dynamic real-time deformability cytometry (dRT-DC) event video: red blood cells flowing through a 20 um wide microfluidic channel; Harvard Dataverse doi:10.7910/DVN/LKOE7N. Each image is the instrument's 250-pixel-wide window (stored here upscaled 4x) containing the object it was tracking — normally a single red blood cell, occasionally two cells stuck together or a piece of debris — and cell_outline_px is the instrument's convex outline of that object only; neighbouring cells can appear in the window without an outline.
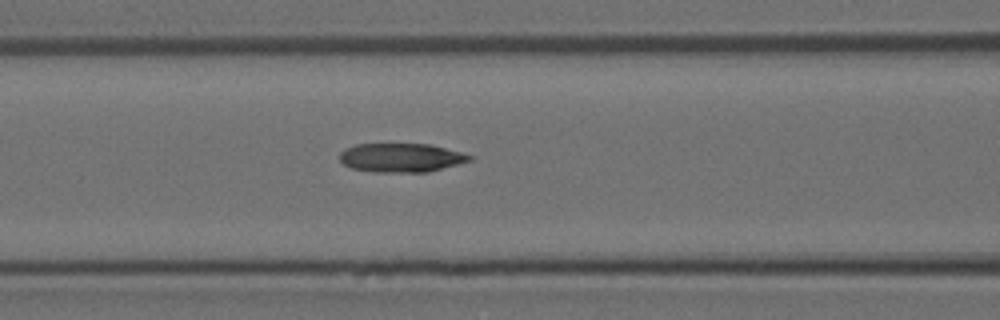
{"species": "Egyptian fruit bat (a non-hibernating species)", "species_latin": "Rousettus aegyptiacus", "temperature_condition": "room temperature", "stored_images_in_passage": 6, "camera_frame_rate_fps": 3000, "um_per_image_px": 0.085, "animal": {"sex": "female"}, "frame": {"image": 1, "passage_image": 6, "time_ms": 5.667, "image_size_px": [1000, 320], "cell_outline_px": [[476, 156], [472, 160], [428, 172], [376, 172], [352, 168], [344, 164], [340, 160], [340, 152], [344, 148], [356, 144], [432, 144]], "centroid_in_image_um": [34.12, 13.39], "position_along_channel_um": 132.5, "area_um2": 21.96}}